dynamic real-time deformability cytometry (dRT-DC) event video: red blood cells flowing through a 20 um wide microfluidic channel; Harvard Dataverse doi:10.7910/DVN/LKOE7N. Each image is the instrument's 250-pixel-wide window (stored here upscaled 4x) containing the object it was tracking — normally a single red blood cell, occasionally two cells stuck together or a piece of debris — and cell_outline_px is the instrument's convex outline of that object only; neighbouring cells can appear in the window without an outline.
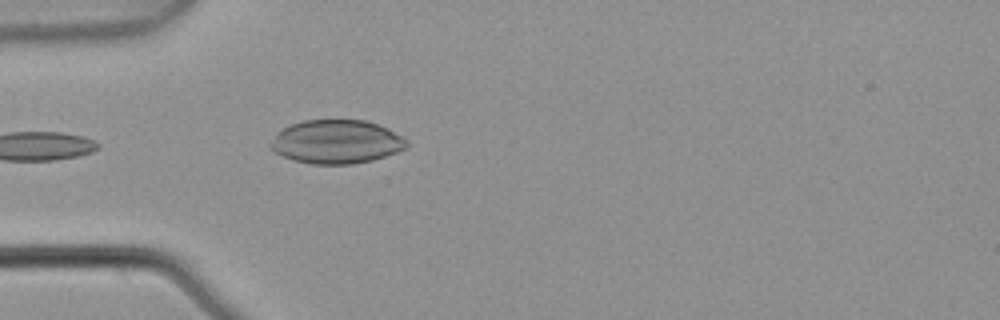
{"species": "common noctule bat (a hibernating species)", "species_latin": "Nyctalus noctula", "temperature_condition": "warm", "stored_images_in_passage": 4, "camera_frame_rate_fps": 3000, "um_per_image_px": 0.085, "animal": {"sex": "male", "body_mass_g": 21.5, "forearm_length_mm": 52.0}, "frame": {"image": 1, "passage_image": 4, "time_ms": 1.0, "image_size_px": [1000, 320], "cell_outline_px": [[408, 144], [404, 148], [396, 152], [372, 160], [352, 164], [312, 164], [292, 160], [276, 152], [268, 144], [276, 132], [288, 124], [304, 120], [364, 120], [388, 128], [408, 140]], "centroid_in_image_um": [28.56, 12.04], "position_along_channel_um": 56.4, "area_um2": 34.68}}